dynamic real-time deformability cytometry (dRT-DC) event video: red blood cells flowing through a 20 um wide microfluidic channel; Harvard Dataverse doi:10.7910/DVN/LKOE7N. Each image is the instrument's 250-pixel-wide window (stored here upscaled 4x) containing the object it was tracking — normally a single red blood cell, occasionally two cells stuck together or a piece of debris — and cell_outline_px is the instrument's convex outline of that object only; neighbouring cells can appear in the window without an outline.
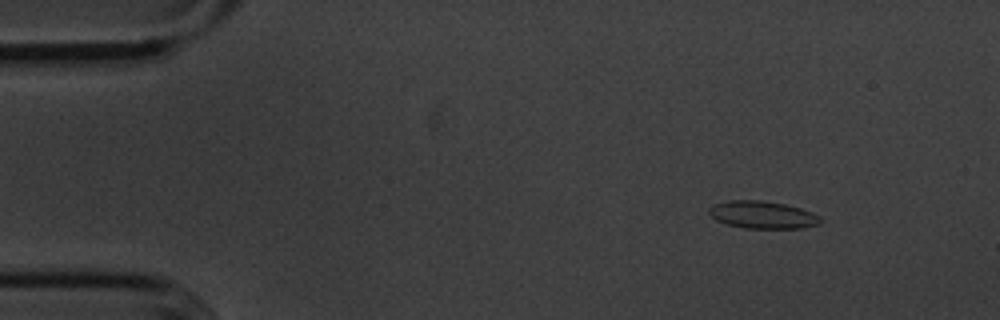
{"species": "common noctule bat (a hibernating species)", "species_latin": "Nyctalus noctula", "temperature_condition": "cold", "stored_images_in_passage": 8, "camera_frame_rate_fps": 3000, "um_per_image_px": 0.085, "animal": {"sex": "male", "body_mass_g": 20.1, "forearm_length_mm": 53.5}, "frame": {"image": 1, "passage_image": 1, "time_ms": 0.0, "image_size_px": [1000, 320], "cell_outline_px": [[824, 220], [820, 224], [800, 228], [744, 228], [728, 224], [716, 220], [708, 212], [708, 208], [712, 204], [728, 200], [760, 200], [784, 204], [800, 208], [812, 212], [820, 216]], "centroid_in_image_um": [64.82, 18.25], "position_along_channel_um": 20.2, "area_um2": 17.92}}